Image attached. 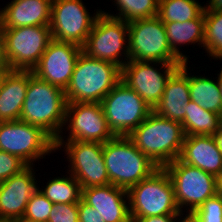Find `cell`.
<instances>
[{"mask_svg": "<svg viewBox=\"0 0 222 222\" xmlns=\"http://www.w3.org/2000/svg\"><path fill=\"white\" fill-rule=\"evenodd\" d=\"M82 52V47L76 44L52 39L32 72L38 78L65 90Z\"/></svg>", "mask_w": 222, "mask_h": 222, "instance_id": "cell-16", "label": "cell"}, {"mask_svg": "<svg viewBox=\"0 0 222 222\" xmlns=\"http://www.w3.org/2000/svg\"><path fill=\"white\" fill-rule=\"evenodd\" d=\"M121 69L114 63L93 59L82 52L65 91L69 102H101L120 82Z\"/></svg>", "mask_w": 222, "mask_h": 222, "instance_id": "cell-3", "label": "cell"}, {"mask_svg": "<svg viewBox=\"0 0 222 222\" xmlns=\"http://www.w3.org/2000/svg\"><path fill=\"white\" fill-rule=\"evenodd\" d=\"M66 107L65 91L38 78L29 70L20 120L41 127L56 140L63 133Z\"/></svg>", "mask_w": 222, "mask_h": 222, "instance_id": "cell-1", "label": "cell"}, {"mask_svg": "<svg viewBox=\"0 0 222 222\" xmlns=\"http://www.w3.org/2000/svg\"><path fill=\"white\" fill-rule=\"evenodd\" d=\"M119 13L105 15L130 23L135 20L147 19L158 15L159 0H114Z\"/></svg>", "mask_w": 222, "mask_h": 222, "instance_id": "cell-28", "label": "cell"}, {"mask_svg": "<svg viewBox=\"0 0 222 222\" xmlns=\"http://www.w3.org/2000/svg\"><path fill=\"white\" fill-rule=\"evenodd\" d=\"M164 26L171 50L183 63L189 62V58L178 46L197 43L199 47H204V11L196 19L164 23Z\"/></svg>", "mask_w": 222, "mask_h": 222, "instance_id": "cell-23", "label": "cell"}, {"mask_svg": "<svg viewBox=\"0 0 222 222\" xmlns=\"http://www.w3.org/2000/svg\"><path fill=\"white\" fill-rule=\"evenodd\" d=\"M88 11L82 0H52V39L83 47L102 9H98L93 16Z\"/></svg>", "mask_w": 222, "mask_h": 222, "instance_id": "cell-13", "label": "cell"}, {"mask_svg": "<svg viewBox=\"0 0 222 222\" xmlns=\"http://www.w3.org/2000/svg\"><path fill=\"white\" fill-rule=\"evenodd\" d=\"M6 73H0V86Z\"/></svg>", "mask_w": 222, "mask_h": 222, "instance_id": "cell-42", "label": "cell"}, {"mask_svg": "<svg viewBox=\"0 0 222 222\" xmlns=\"http://www.w3.org/2000/svg\"><path fill=\"white\" fill-rule=\"evenodd\" d=\"M190 216L195 222H222V196L208 198Z\"/></svg>", "mask_w": 222, "mask_h": 222, "instance_id": "cell-31", "label": "cell"}, {"mask_svg": "<svg viewBox=\"0 0 222 222\" xmlns=\"http://www.w3.org/2000/svg\"><path fill=\"white\" fill-rule=\"evenodd\" d=\"M79 222H105L98 210L91 207L82 198L78 202Z\"/></svg>", "mask_w": 222, "mask_h": 222, "instance_id": "cell-34", "label": "cell"}, {"mask_svg": "<svg viewBox=\"0 0 222 222\" xmlns=\"http://www.w3.org/2000/svg\"><path fill=\"white\" fill-rule=\"evenodd\" d=\"M209 57L222 59V11L204 9V48Z\"/></svg>", "mask_w": 222, "mask_h": 222, "instance_id": "cell-29", "label": "cell"}, {"mask_svg": "<svg viewBox=\"0 0 222 222\" xmlns=\"http://www.w3.org/2000/svg\"><path fill=\"white\" fill-rule=\"evenodd\" d=\"M174 186L175 201L180 212L187 208L192 214L208 198L216 195V176L198 167L183 163L179 158L166 165ZM186 206V207H184Z\"/></svg>", "mask_w": 222, "mask_h": 222, "instance_id": "cell-10", "label": "cell"}, {"mask_svg": "<svg viewBox=\"0 0 222 222\" xmlns=\"http://www.w3.org/2000/svg\"><path fill=\"white\" fill-rule=\"evenodd\" d=\"M64 127L69 130L68 138H65L67 140H64L65 136L61 134L62 136L55 141H89L104 144L116 136L110 129L99 102L67 103L63 129Z\"/></svg>", "mask_w": 222, "mask_h": 222, "instance_id": "cell-14", "label": "cell"}, {"mask_svg": "<svg viewBox=\"0 0 222 222\" xmlns=\"http://www.w3.org/2000/svg\"><path fill=\"white\" fill-rule=\"evenodd\" d=\"M179 159L214 176L222 171V151L213 135L185 136Z\"/></svg>", "mask_w": 222, "mask_h": 222, "instance_id": "cell-21", "label": "cell"}, {"mask_svg": "<svg viewBox=\"0 0 222 222\" xmlns=\"http://www.w3.org/2000/svg\"><path fill=\"white\" fill-rule=\"evenodd\" d=\"M128 39V23L101 12L82 50L90 58L114 63L122 69L129 61Z\"/></svg>", "mask_w": 222, "mask_h": 222, "instance_id": "cell-7", "label": "cell"}, {"mask_svg": "<svg viewBox=\"0 0 222 222\" xmlns=\"http://www.w3.org/2000/svg\"><path fill=\"white\" fill-rule=\"evenodd\" d=\"M47 222H79L78 203L54 204Z\"/></svg>", "mask_w": 222, "mask_h": 222, "instance_id": "cell-33", "label": "cell"}, {"mask_svg": "<svg viewBox=\"0 0 222 222\" xmlns=\"http://www.w3.org/2000/svg\"><path fill=\"white\" fill-rule=\"evenodd\" d=\"M204 9L222 11V0H209Z\"/></svg>", "mask_w": 222, "mask_h": 222, "instance_id": "cell-36", "label": "cell"}, {"mask_svg": "<svg viewBox=\"0 0 222 222\" xmlns=\"http://www.w3.org/2000/svg\"><path fill=\"white\" fill-rule=\"evenodd\" d=\"M3 58L10 70H32L52 40L50 26L0 29Z\"/></svg>", "mask_w": 222, "mask_h": 222, "instance_id": "cell-6", "label": "cell"}, {"mask_svg": "<svg viewBox=\"0 0 222 222\" xmlns=\"http://www.w3.org/2000/svg\"><path fill=\"white\" fill-rule=\"evenodd\" d=\"M0 151L20 157L29 166L56 152L55 140L41 127L21 120L0 123Z\"/></svg>", "mask_w": 222, "mask_h": 222, "instance_id": "cell-9", "label": "cell"}, {"mask_svg": "<svg viewBox=\"0 0 222 222\" xmlns=\"http://www.w3.org/2000/svg\"><path fill=\"white\" fill-rule=\"evenodd\" d=\"M29 70H9L0 86V122L20 120Z\"/></svg>", "mask_w": 222, "mask_h": 222, "instance_id": "cell-22", "label": "cell"}, {"mask_svg": "<svg viewBox=\"0 0 222 222\" xmlns=\"http://www.w3.org/2000/svg\"><path fill=\"white\" fill-rule=\"evenodd\" d=\"M0 222H15V220L0 219Z\"/></svg>", "mask_w": 222, "mask_h": 222, "instance_id": "cell-43", "label": "cell"}, {"mask_svg": "<svg viewBox=\"0 0 222 222\" xmlns=\"http://www.w3.org/2000/svg\"><path fill=\"white\" fill-rule=\"evenodd\" d=\"M217 75H218V78L215 81H217V83L219 85V89H220V93H221V99H222V68H221L219 74H217Z\"/></svg>", "mask_w": 222, "mask_h": 222, "instance_id": "cell-40", "label": "cell"}, {"mask_svg": "<svg viewBox=\"0 0 222 222\" xmlns=\"http://www.w3.org/2000/svg\"><path fill=\"white\" fill-rule=\"evenodd\" d=\"M100 104L108 125L116 136H128L153 111L122 80L103 98Z\"/></svg>", "mask_w": 222, "mask_h": 222, "instance_id": "cell-11", "label": "cell"}, {"mask_svg": "<svg viewBox=\"0 0 222 222\" xmlns=\"http://www.w3.org/2000/svg\"><path fill=\"white\" fill-rule=\"evenodd\" d=\"M188 69V62L182 63L170 76L159 103L153 109L156 114L180 123L184 120L185 108L190 101Z\"/></svg>", "mask_w": 222, "mask_h": 222, "instance_id": "cell-20", "label": "cell"}, {"mask_svg": "<svg viewBox=\"0 0 222 222\" xmlns=\"http://www.w3.org/2000/svg\"><path fill=\"white\" fill-rule=\"evenodd\" d=\"M9 70L3 58L2 39L0 34V73H7Z\"/></svg>", "mask_w": 222, "mask_h": 222, "instance_id": "cell-37", "label": "cell"}, {"mask_svg": "<svg viewBox=\"0 0 222 222\" xmlns=\"http://www.w3.org/2000/svg\"><path fill=\"white\" fill-rule=\"evenodd\" d=\"M52 0H12L0 9V29L50 26Z\"/></svg>", "mask_w": 222, "mask_h": 222, "instance_id": "cell-19", "label": "cell"}, {"mask_svg": "<svg viewBox=\"0 0 222 222\" xmlns=\"http://www.w3.org/2000/svg\"><path fill=\"white\" fill-rule=\"evenodd\" d=\"M129 60L183 63L171 50L158 16L128 23Z\"/></svg>", "mask_w": 222, "mask_h": 222, "instance_id": "cell-8", "label": "cell"}, {"mask_svg": "<svg viewBox=\"0 0 222 222\" xmlns=\"http://www.w3.org/2000/svg\"><path fill=\"white\" fill-rule=\"evenodd\" d=\"M15 222H28V221H25L23 219H19V220H15Z\"/></svg>", "mask_w": 222, "mask_h": 222, "instance_id": "cell-44", "label": "cell"}, {"mask_svg": "<svg viewBox=\"0 0 222 222\" xmlns=\"http://www.w3.org/2000/svg\"><path fill=\"white\" fill-rule=\"evenodd\" d=\"M28 166L20 157L0 151V183L19 174Z\"/></svg>", "mask_w": 222, "mask_h": 222, "instance_id": "cell-32", "label": "cell"}, {"mask_svg": "<svg viewBox=\"0 0 222 222\" xmlns=\"http://www.w3.org/2000/svg\"><path fill=\"white\" fill-rule=\"evenodd\" d=\"M205 6L197 0H159L158 17L163 23L196 19Z\"/></svg>", "mask_w": 222, "mask_h": 222, "instance_id": "cell-27", "label": "cell"}, {"mask_svg": "<svg viewBox=\"0 0 222 222\" xmlns=\"http://www.w3.org/2000/svg\"><path fill=\"white\" fill-rule=\"evenodd\" d=\"M65 145V146H64ZM103 143L89 141H55V149L64 147L70 162L69 172L85 189L110 184L103 157Z\"/></svg>", "mask_w": 222, "mask_h": 222, "instance_id": "cell-12", "label": "cell"}, {"mask_svg": "<svg viewBox=\"0 0 222 222\" xmlns=\"http://www.w3.org/2000/svg\"><path fill=\"white\" fill-rule=\"evenodd\" d=\"M180 222H195V221L190 215H185L184 218L183 217L180 218Z\"/></svg>", "mask_w": 222, "mask_h": 222, "instance_id": "cell-41", "label": "cell"}, {"mask_svg": "<svg viewBox=\"0 0 222 222\" xmlns=\"http://www.w3.org/2000/svg\"><path fill=\"white\" fill-rule=\"evenodd\" d=\"M216 194L222 196V171L216 176Z\"/></svg>", "mask_w": 222, "mask_h": 222, "instance_id": "cell-39", "label": "cell"}, {"mask_svg": "<svg viewBox=\"0 0 222 222\" xmlns=\"http://www.w3.org/2000/svg\"><path fill=\"white\" fill-rule=\"evenodd\" d=\"M33 167L0 183V219H22L29 199L40 188Z\"/></svg>", "mask_w": 222, "mask_h": 222, "instance_id": "cell-17", "label": "cell"}, {"mask_svg": "<svg viewBox=\"0 0 222 222\" xmlns=\"http://www.w3.org/2000/svg\"><path fill=\"white\" fill-rule=\"evenodd\" d=\"M81 198L98 210L105 222H132L128 192L123 188L112 184L88 187L82 189Z\"/></svg>", "mask_w": 222, "mask_h": 222, "instance_id": "cell-18", "label": "cell"}, {"mask_svg": "<svg viewBox=\"0 0 222 222\" xmlns=\"http://www.w3.org/2000/svg\"><path fill=\"white\" fill-rule=\"evenodd\" d=\"M127 192L130 218L184 215L177 206L174 186L165 168H158Z\"/></svg>", "mask_w": 222, "mask_h": 222, "instance_id": "cell-5", "label": "cell"}, {"mask_svg": "<svg viewBox=\"0 0 222 222\" xmlns=\"http://www.w3.org/2000/svg\"><path fill=\"white\" fill-rule=\"evenodd\" d=\"M54 204L38 190L29 199L22 219L28 222H47Z\"/></svg>", "mask_w": 222, "mask_h": 222, "instance_id": "cell-30", "label": "cell"}, {"mask_svg": "<svg viewBox=\"0 0 222 222\" xmlns=\"http://www.w3.org/2000/svg\"><path fill=\"white\" fill-rule=\"evenodd\" d=\"M218 148L222 151V125L219 127L217 132L213 135Z\"/></svg>", "mask_w": 222, "mask_h": 222, "instance_id": "cell-38", "label": "cell"}, {"mask_svg": "<svg viewBox=\"0 0 222 222\" xmlns=\"http://www.w3.org/2000/svg\"><path fill=\"white\" fill-rule=\"evenodd\" d=\"M128 137L156 166L164 168L179 158L185 134L180 122L152 111Z\"/></svg>", "mask_w": 222, "mask_h": 222, "instance_id": "cell-2", "label": "cell"}, {"mask_svg": "<svg viewBox=\"0 0 222 222\" xmlns=\"http://www.w3.org/2000/svg\"><path fill=\"white\" fill-rule=\"evenodd\" d=\"M186 115L181 122L185 136L214 135L222 125V116L208 111L193 101L186 105Z\"/></svg>", "mask_w": 222, "mask_h": 222, "instance_id": "cell-25", "label": "cell"}, {"mask_svg": "<svg viewBox=\"0 0 222 222\" xmlns=\"http://www.w3.org/2000/svg\"><path fill=\"white\" fill-rule=\"evenodd\" d=\"M184 217L183 215H160V216H150L143 218H131L132 222H175L180 221L179 218Z\"/></svg>", "mask_w": 222, "mask_h": 222, "instance_id": "cell-35", "label": "cell"}, {"mask_svg": "<svg viewBox=\"0 0 222 222\" xmlns=\"http://www.w3.org/2000/svg\"><path fill=\"white\" fill-rule=\"evenodd\" d=\"M103 157L110 184L127 191L159 168L128 136H115L106 141Z\"/></svg>", "mask_w": 222, "mask_h": 222, "instance_id": "cell-4", "label": "cell"}, {"mask_svg": "<svg viewBox=\"0 0 222 222\" xmlns=\"http://www.w3.org/2000/svg\"><path fill=\"white\" fill-rule=\"evenodd\" d=\"M188 73L190 100L200 107L222 116L219 85L210 77Z\"/></svg>", "mask_w": 222, "mask_h": 222, "instance_id": "cell-24", "label": "cell"}, {"mask_svg": "<svg viewBox=\"0 0 222 222\" xmlns=\"http://www.w3.org/2000/svg\"><path fill=\"white\" fill-rule=\"evenodd\" d=\"M69 176L56 177L47 182L44 189H39L53 204L78 203L82 196L79 181L70 173Z\"/></svg>", "mask_w": 222, "mask_h": 222, "instance_id": "cell-26", "label": "cell"}, {"mask_svg": "<svg viewBox=\"0 0 222 222\" xmlns=\"http://www.w3.org/2000/svg\"><path fill=\"white\" fill-rule=\"evenodd\" d=\"M181 64L129 60L121 69V80L154 109L164 93L168 79Z\"/></svg>", "mask_w": 222, "mask_h": 222, "instance_id": "cell-15", "label": "cell"}]
</instances>
